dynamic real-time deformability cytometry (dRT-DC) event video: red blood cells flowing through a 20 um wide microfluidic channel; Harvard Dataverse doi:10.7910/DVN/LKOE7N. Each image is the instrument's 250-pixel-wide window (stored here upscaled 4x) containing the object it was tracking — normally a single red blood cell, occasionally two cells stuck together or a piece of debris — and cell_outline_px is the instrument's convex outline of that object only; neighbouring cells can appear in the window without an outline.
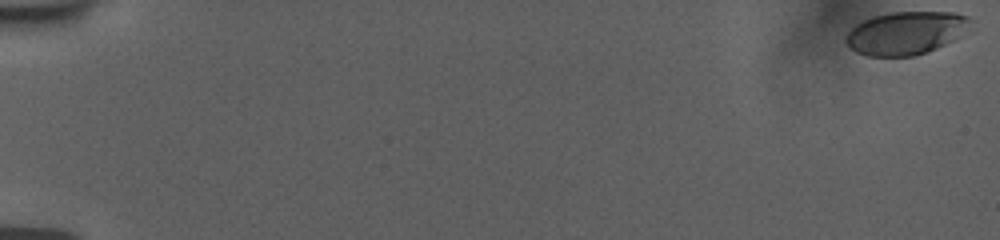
{"species": "human", "species_latin": "Homo sapiens", "temperature_condition": "room temperature", "stored_images_in_passage": 20, "camera_frame_rate_fps": 3000, "um_per_image_px": 0.085, "donor": {"sex": "female"}, "frame": {"image": 1, "passage_image": 1, "time_ms": 0.0, "image_size_px": [1000, 240], "cell_outline_px": [[972, 20], [960, 36], [936, 48], [912, 56], [868, 56], [856, 52], [844, 40], [848, 32], [856, 24], [872, 16], [888, 12], [956, 12], [968, 16]], "centroid_in_image_um": [76.98, 2.79], "position_along_channel_um": 8.0, "area_um2": 30.98}}
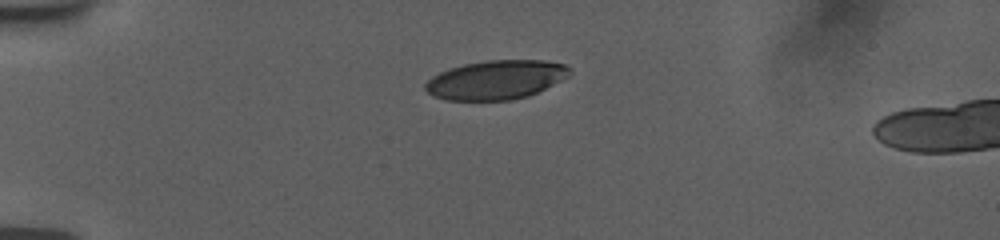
{"frame": {"image": 2, "passage_image": 16, "time_ms": 5.0, "image_size_px": [1000, 240], "cell_outline_px": [[572, 72], [568, 76], [528, 96], [508, 100], [444, 100], [432, 96], [424, 88], [424, 84], [432, 76], [448, 68], [464, 64], [488, 60], [544, 60], [564, 64]], "centroid_in_image_um": [42.1, 6.78], "position_along_channel_um": 42.9, "area_um2": 32.71}}